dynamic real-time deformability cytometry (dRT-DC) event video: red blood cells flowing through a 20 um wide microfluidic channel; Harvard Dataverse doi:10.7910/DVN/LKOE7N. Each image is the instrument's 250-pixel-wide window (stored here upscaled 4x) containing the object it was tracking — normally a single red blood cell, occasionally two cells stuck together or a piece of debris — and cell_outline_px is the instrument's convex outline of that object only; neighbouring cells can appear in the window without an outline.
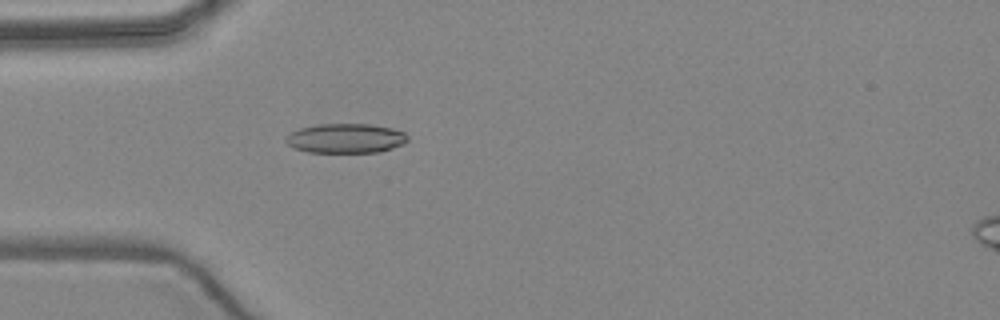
{"species": "common noctule bat (a hibernating species)", "species_latin": "Nyctalus noctula", "temperature_condition": "warm", "stored_images_in_passage": 4, "camera_frame_rate_fps": 3000, "um_per_image_px": 0.085, "animal": {"sex": "female", "body_mass_g": 24.6, "forearm_length_mm": 56.2}, "frame": {"image": 1, "passage_image": 4, "time_ms": 3.667, "image_size_px": [1000, 320], "cell_outline_px": [[408, 140], [392, 148], [380, 152], [308, 152], [292, 148], [284, 140], [292, 132], [300, 128], [320, 124], [372, 124], [392, 128], [404, 132], [408, 136]], "centroid_in_image_um": [29.38, 11.76], "position_along_channel_um": 55.6, "area_um2": 20.87}}